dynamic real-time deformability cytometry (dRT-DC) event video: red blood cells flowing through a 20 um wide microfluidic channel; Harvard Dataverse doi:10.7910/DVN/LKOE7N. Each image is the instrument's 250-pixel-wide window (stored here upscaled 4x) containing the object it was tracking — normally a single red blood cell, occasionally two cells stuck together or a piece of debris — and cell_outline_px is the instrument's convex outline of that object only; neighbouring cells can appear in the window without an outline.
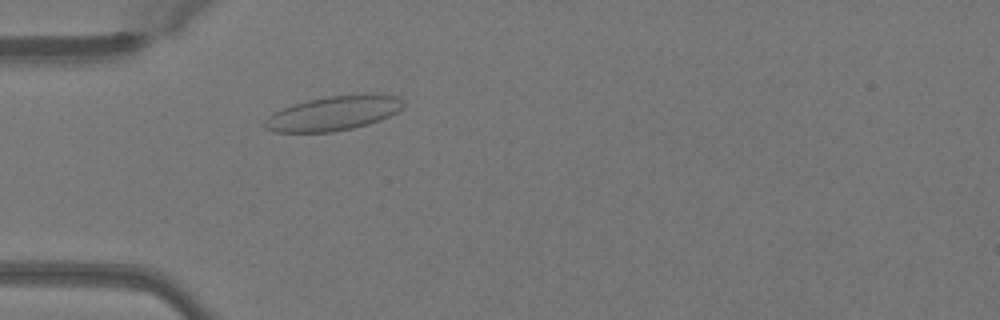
{"species": "Egyptian fruit bat (a non-hibernating species)", "species_latin": "Rousettus aegyptiacus", "temperature_condition": "warm", "stored_images_in_passage": 46, "camera_frame_rate_fps": 3000, "um_per_image_px": 0.085, "animal": {"sex": "female"}, "frame": {"image": 1, "passage_image": 11, "time_ms": 3.333, "image_size_px": [1000, 320], "cell_outline_px": [[404, 108], [380, 120], [368, 124], [352, 128], [332, 132], [272, 132], [264, 128], [264, 120], [268, 116], [284, 108], [308, 100], [328, 96], [396, 96], [404, 100]], "centroid_in_image_um": [28.3, 9.67], "position_along_channel_um": 56.7, "area_um2": 27.05}}
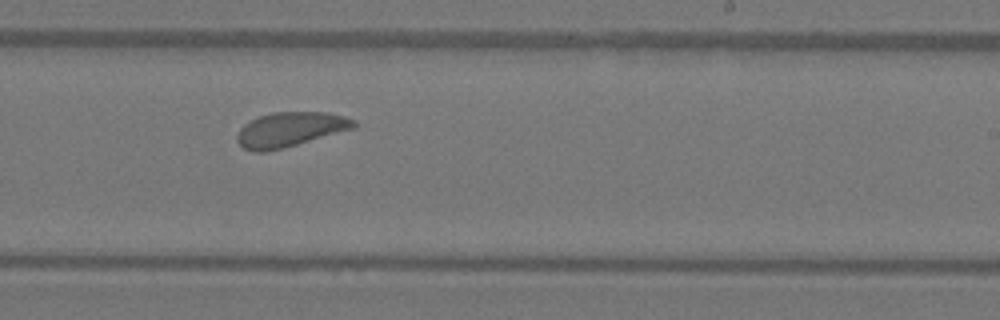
{"frame": {"image": 2, "passage_image": 27, "time_ms": 8.667, "image_size_px": [1000, 320], "cell_outline_px": [[356, 128], [284, 148], [268, 152], [252, 152], [244, 148], [236, 140], [236, 136], [240, 128], [244, 124], [260, 116], [272, 112], [328, 112], [344, 116], [352, 120], [356, 124]], "centroid_in_image_um": [24.65, 11.02], "position_along_channel_um": 264.4, "area_um2": 23.64}}
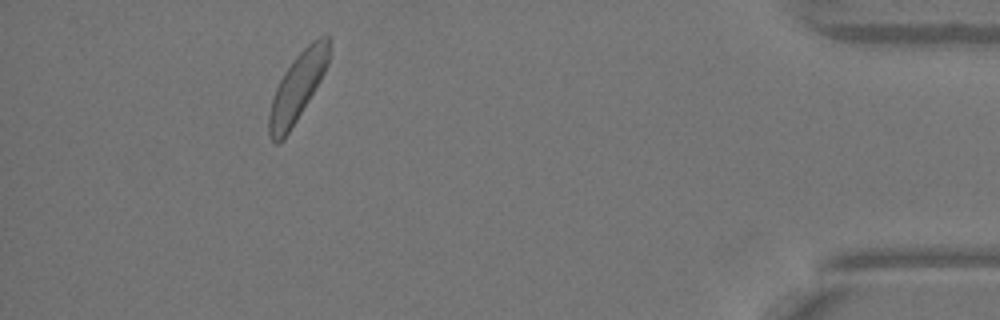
{"frame": {"image": 3, "passage_image": 42, "time_ms": 13.667, "image_size_px": [1000, 320], "cell_outline_px": [[328, 64], [320, 80], [284, 140], [280, 144], [276, 144], [268, 136], [268, 116], [272, 100], [276, 88], [284, 72], [292, 60], [312, 40], [328, 32]], "centroid_in_image_um": [25.25, 7.44], "position_along_channel_um": 410.0, "area_um2": 23.47}, "authors_computed_cell_mechanics": {"area_um2": 23.8136, "velocity_mm_per_s": 4.0036, "shape_relaxation_time_tau1_ms": 1.7553, "shape_relaxation_time_tau2_ms": 1.2496, "deformation_change_tau1": 0.0592, "deformation_change_tau2": 0.0769}}